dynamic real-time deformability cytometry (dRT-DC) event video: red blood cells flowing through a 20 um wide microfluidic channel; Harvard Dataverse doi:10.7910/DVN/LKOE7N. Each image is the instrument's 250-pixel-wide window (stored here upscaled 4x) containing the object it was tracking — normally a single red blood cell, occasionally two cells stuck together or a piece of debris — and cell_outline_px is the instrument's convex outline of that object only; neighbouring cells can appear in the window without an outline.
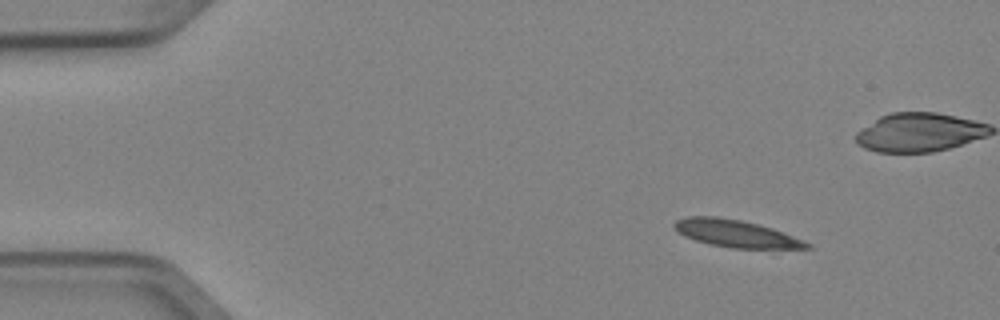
{"species": "Egyptian fruit bat (a non-hibernating species)", "species_latin": "Rousettus aegyptiacus", "temperature_condition": "cold", "stored_images_in_passage": 9, "camera_frame_rate_fps": 3000, "um_per_image_px": 0.085, "animal": {"sex": "female"}, "frame": {"image": 1, "passage_image": 1, "time_ms": 0.0, "image_size_px": [1000, 320], "cell_outline_px": [[812, 248], [732, 248], [712, 244], [696, 240], [684, 236], [672, 224], [676, 220], [688, 216], [716, 216], [740, 220], [772, 228], [804, 240], [812, 244]], "centroid_in_image_um": [62.57, 19.85], "position_along_channel_um": 22.4, "area_um2": 20.75}}